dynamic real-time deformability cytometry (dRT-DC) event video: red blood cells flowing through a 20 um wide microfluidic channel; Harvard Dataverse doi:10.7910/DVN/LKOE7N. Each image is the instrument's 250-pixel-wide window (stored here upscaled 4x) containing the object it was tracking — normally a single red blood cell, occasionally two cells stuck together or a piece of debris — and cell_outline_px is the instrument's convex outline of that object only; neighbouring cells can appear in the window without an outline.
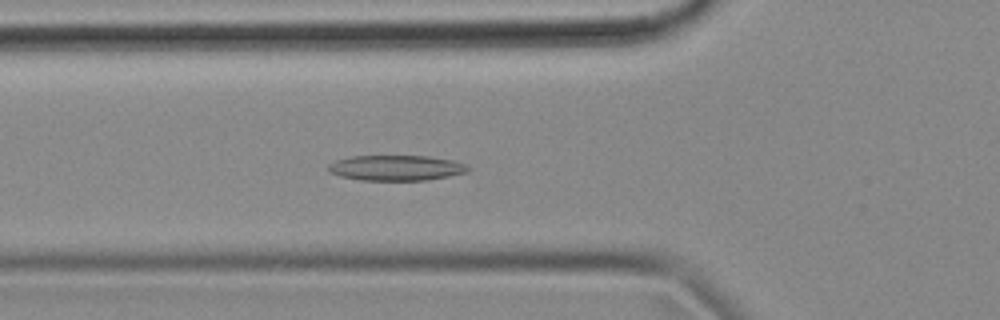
{"species": "common noctule bat (a hibernating species)", "species_latin": "Nyctalus noctula", "temperature_condition": "cold", "stored_images_in_passage": 39, "camera_frame_rate_fps": 3000, "um_per_image_px": 0.085, "animal": {"sex": "female", "body_mass_g": 18.4}, "frame": {"image": 1, "passage_image": 10, "time_ms": 3.0, "image_size_px": [1000, 320], "cell_outline_px": [[468, 172], [428, 180], [360, 180], [340, 176], [328, 172], [328, 164], [336, 160], [352, 156], [428, 156], [452, 160], [464, 164], [468, 168]], "centroid_in_image_um": [33.63, 14.27], "position_along_channel_um": 92.2, "area_um2": 20.58}}
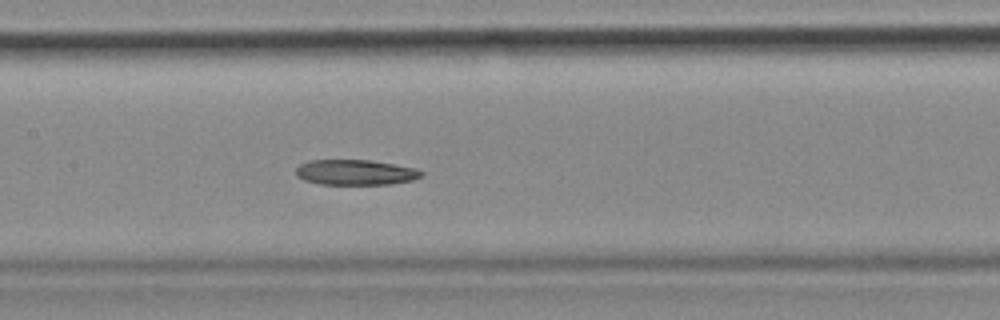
{"frame": {"image": 2, "passage_image": 17, "time_ms": 5.333, "image_size_px": [1000, 320], "cell_outline_px": [[424, 176], [412, 180], [392, 184], [320, 184], [304, 180], [296, 176], [296, 168], [300, 164], [312, 160], [368, 160], [416, 168], [424, 172]], "centroid_in_image_um": [30.23, 14.65], "position_along_channel_um": 177.2, "area_um2": 18.5}}
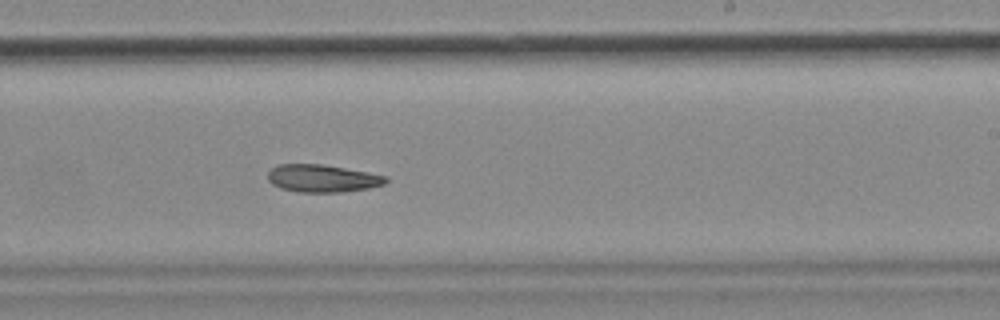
{"frame": {"image": 3, "passage_image": 24, "time_ms": 7.667, "image_size_px": [1000, 320], "cell_outline_px": [[388, 180], [384, 184], [368, 188], [340, 192], [296, 192], [280, 188], [272, 184], [268, 180], [268, 172], [276, 164], [320, 164], [368, 172], [388, 176]], "centroid_in_image_um": [27.38, 15.16], "position_along_channel_um": 261.6, "area_um2": 18.96}}